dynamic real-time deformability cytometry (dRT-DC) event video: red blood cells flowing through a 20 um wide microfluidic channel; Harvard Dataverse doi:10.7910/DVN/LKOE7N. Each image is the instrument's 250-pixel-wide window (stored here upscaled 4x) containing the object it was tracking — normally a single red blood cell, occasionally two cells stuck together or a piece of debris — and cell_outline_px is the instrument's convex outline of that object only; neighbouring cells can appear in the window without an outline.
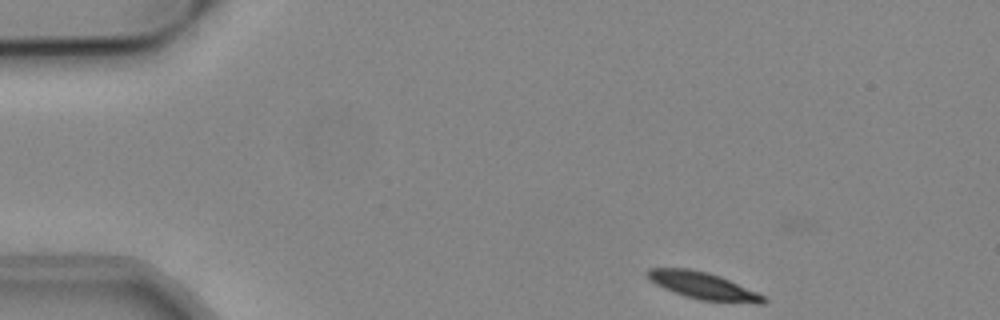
{"species": "common noctule bat (a hibernating species)", "species_latin": "Nyctalus noctula", "temperature_condition": "cold", "stored_images_in_passage": 47, "camera_frame_rate_fps": 3000, "um_per_image_px": 0.085, "animal": {"sex": "male", "body_mass_g": 19.2, "forearm_length_mm": 51.8}, "frame": {"image": 1, "passage_image": 1, "time_ms": 0.0, "image_size_px": [1000, 320], "cell_outline_px": [[768, 300], [760, 304], [756, 304], [700, 300], [684, 296], [664, 288], [648, 280], [644, 272], [648, 268], [688, 268], [708, 272], [720, 276], [756, 292], [764, 296]], "centroid_in_image_um": [59.72, 24.29], "position_along_channel_um": 25.3, "area_um2": 18.38}}
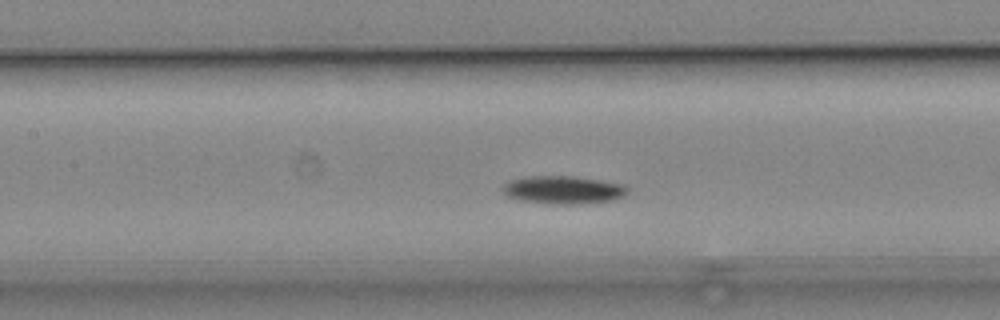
{"frame": {"image": 2, "passage_image": 18, "time_ms": 5.667, "image_size_px": [1000, 320], "cell_outline_px": [[628, 192], [612, 200], [576, 204], [552, 204], [524, 200], [508, 196], [504, 192], [504, 184], [512, 180], [528, 176], [576, 176], [624, 184], [628, 188]], "centroid_in_image_um": [47.91, 16.13], "position_along_channel_um": 159.5, "area_um2": 20.0}}
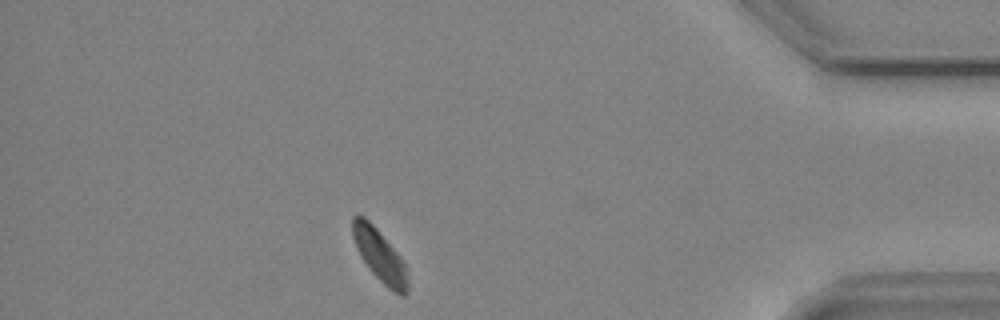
{"frame": {"image": 3, "passage_image": 41, "time_ms": 13.333, "image_size_px": [1000, 320], "cell_outline_px": [[408, 292], [404, 296], [400, 296], [388, 288], [368, 268], [360, 256], [356, 248], [352, 236], [352, 216], [356, 212], [364, 216], [376, 228], [404, 260], [408, 280]], "centroid_in_image_um": [32.26, 21.7], "position_along_channel_um": 402.9, "area_um2": 16.99}, "authors_computed_cell_mechanics": {"area_um2": 18.8428, "velocity_mm_per_s": 3.7497, "shape_relaxation_time_tau1_ms": 1.9388, "shape_relaxation_time_tau2_ms": null, "deformation_change_tau1": 0.073, "deformation_change_tau2": null}}